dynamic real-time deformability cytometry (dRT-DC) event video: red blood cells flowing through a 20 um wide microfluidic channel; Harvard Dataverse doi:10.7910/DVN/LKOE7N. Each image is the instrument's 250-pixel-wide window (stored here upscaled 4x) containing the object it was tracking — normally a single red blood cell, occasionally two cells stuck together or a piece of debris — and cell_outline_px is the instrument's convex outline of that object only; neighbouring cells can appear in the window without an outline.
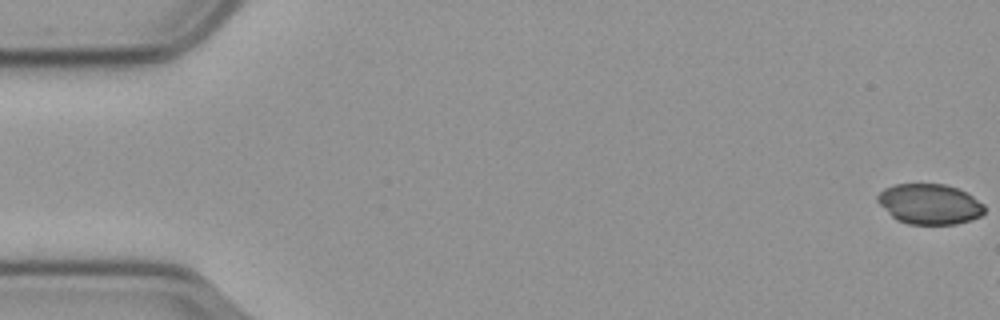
{"species": "common noctule bat (a hibernating species)", "species_latin": "Nyctalus noctula", "temperature_condition": "cold", "stored_images_in_passage": 8, "camera_frame_rate_fps": 3000, "um_per_image_px": 0.085, "animal": {"sex": "male", "body_mass_g": 23.1, "forearm_length_mm": 52.7}, "frame": {"image": 1, "passage_image": 1, "time_ms": 0.0, "image_size_px": [1000, 320], "cell_outline_px": [[984, 212], [980, 216], [972, 220], [956, 224], [908, 224], [896, 220], [876, 200], [876, 196], [884, 188], [896, 184], [944, 184], [956, 188], [972, 196], [984, 204]], "centroid_in_image_um": [79.0, 17.35], "position_along_channel_um": 6.0, "area_um2": 25.03}}